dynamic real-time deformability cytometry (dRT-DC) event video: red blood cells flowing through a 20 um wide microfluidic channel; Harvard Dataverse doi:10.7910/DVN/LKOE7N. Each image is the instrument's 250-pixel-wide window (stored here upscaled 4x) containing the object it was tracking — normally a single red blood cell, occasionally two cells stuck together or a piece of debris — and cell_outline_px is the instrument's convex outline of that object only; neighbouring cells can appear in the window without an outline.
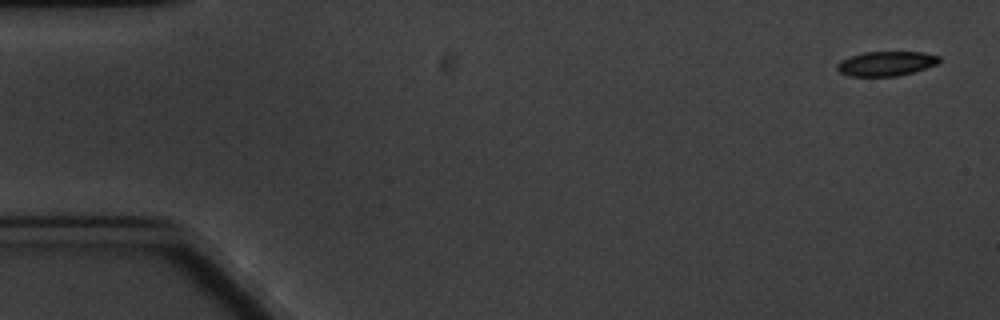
{"species": "common noctule bat (a hibernating species)", "species_latin": "Nyctalus noctula", "temperature_condition": "cold", "stored_images_in_passage": 5, "segment_of_instrument_passage": [2, 2], "camera_frame_rate_fps": 3000, "um_per_image_px": 0.085, "animal": {"sex": "male", "body_mass_g": 20.1, "forearm_length_mm": 53.5}, "frame": {"image": 1, "passage_image": 5, "time_ms": 4.667, "image_size_px": [1000, 320], "cell_outline_px": [[940, 60], [936, 64], [912, 72], [896, 76], [848, 76], [840, 72], [836, 68], [836, 64], [840, 60], [864, 52], [920, 52], [940, 56]], "centroid_in_image_um": [75.28, 5.4], "position_along_channel_um": 9.7, "area_um2": 14.45}}